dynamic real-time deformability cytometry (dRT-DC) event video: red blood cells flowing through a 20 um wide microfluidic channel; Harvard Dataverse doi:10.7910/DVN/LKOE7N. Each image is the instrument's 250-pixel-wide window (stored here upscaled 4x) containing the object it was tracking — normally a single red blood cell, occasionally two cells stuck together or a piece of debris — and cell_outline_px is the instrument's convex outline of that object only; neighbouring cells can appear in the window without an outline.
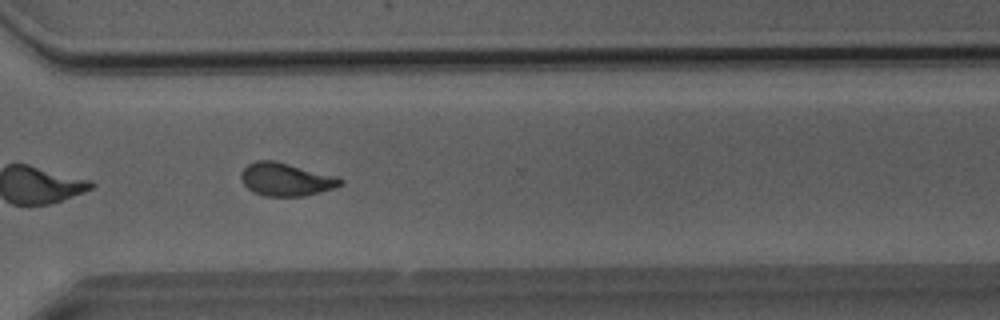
{"species": "Egyptian fruit bat (a non-hibernating species)", "species_latin": "Rousettus aegyptiacus", "temperature_condition": "room temperature", "stored_images_in_passage": 45, "camera_frame_rate_fps": 3000, "um_per_image_px": 0.085, "animal": {"sex": "male"}, "frame": {"image": 1, "passage_image": 32, "time_ms": 10.333, "image_size_px": [1000, 320], "cell_outline_px": [[344, 184], [320, 192], [304, 196], [264, 196], [252, 192], [240, 180], [240, 172], [248, 164], [256, 160], [272, 160], [336, 176], [344, 180]], "centroid_in_image_um": [24.27, 15.25], "position_along_channel_um": 346.3, "area_um2": 19.07}}
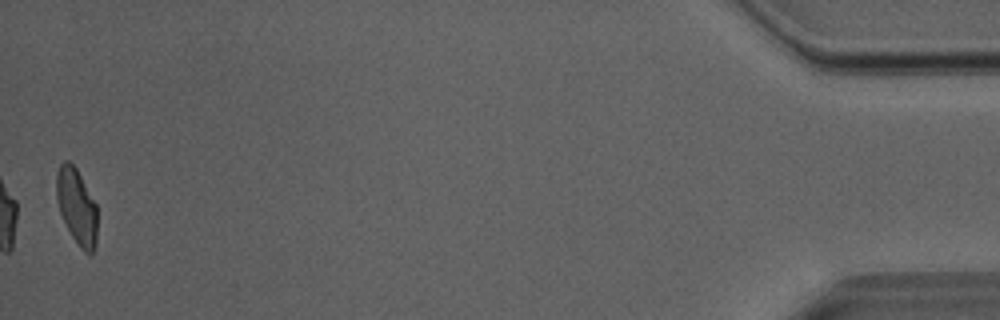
{"frame": {"image": 2, "passage_image": 45, "time_ms": 14.667, "image_size_px": [1000, 320], "cell_outline_px": [[96, 244], [92, 252], [84, 252], [80, 248], [72, 236], [60, 212], [56, 196], [56, 172], [60, 164], [64, 160], [68, 160], [76, 168], [96, 204]], "centroid_in_image_um": [6.5, 17.52], "position_along_channel_um": 428.7, "area_um2": 17.74}, "authors_computed_cell_mechanics": {"area_um2": 18.9584, "velocity_mm_per_s": 4.052, "shape_relaxation_time_tau1_ms": 8.0149, "shape_relaxation_time_tau2_ms": 1.7177, "deformation_change_tau1": 0.1982, "deformation_change_tau2": 0.0793}}